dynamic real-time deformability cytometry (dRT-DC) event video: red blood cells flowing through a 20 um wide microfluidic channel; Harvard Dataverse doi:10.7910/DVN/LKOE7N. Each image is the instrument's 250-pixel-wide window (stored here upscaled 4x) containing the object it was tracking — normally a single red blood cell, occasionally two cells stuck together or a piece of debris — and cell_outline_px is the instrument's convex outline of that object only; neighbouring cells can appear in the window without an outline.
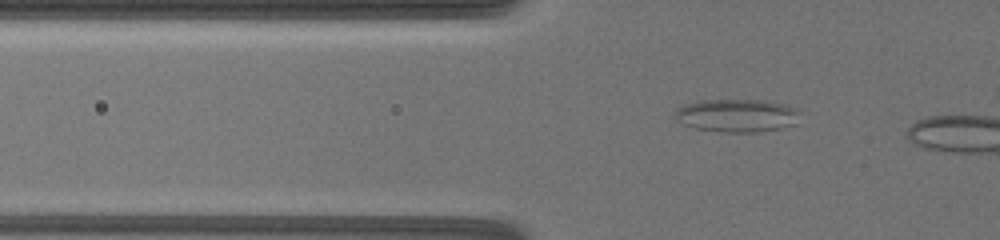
{"species": "common noctule bat (a hibernating species)", "species_latin": "Nyctalus noctula", "temperature_condition": "warm", "stored_images_in_passage": 38, "segment_of_instrument_passage": [1, 2], "camera_frame_rate_fps": 3000, "um_per_image_px": 0.085, "animal": {"sex": "female", "body_mass_g": 19.5, "forearm_length_mm": 54.1}, "frame": {"image": 1, "passage_image": 11, "time_ms": 4.667, "image_size_px": [1000, 240], "cell_outline_px": [[800, 112], [796, 124], [780, 128], [756, 132], [724, 132], [696, 128], [684, 124], [676, 116], [676, 108], [684, 104], [704, 100], [764, 100], [796, 108]], "centroid_in_image_um": [62.66, 9.81], "position_along_channel_um": 63.1, "area_um2": 23.76}}
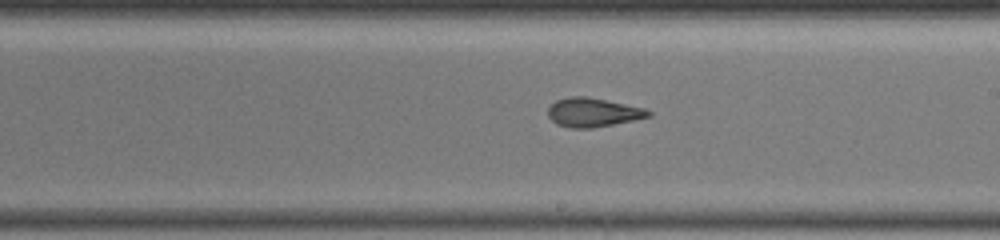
{"frame": {"image": 2, "passage_image": 24, "time_ms": 10.0, "image_size_px": [1000, 240], "cell_outline_px": [[652, 116], [592, 128], [568, 128], [556, 124], [548, 116], [548, 108], [556, 100], [568, 96], [588, 96], [644, 108], [652, 112]], "centroid_in_image_um": [50.37, 9.55], "position_along_channel_um": 238.6, "area_um2": 16.94}}
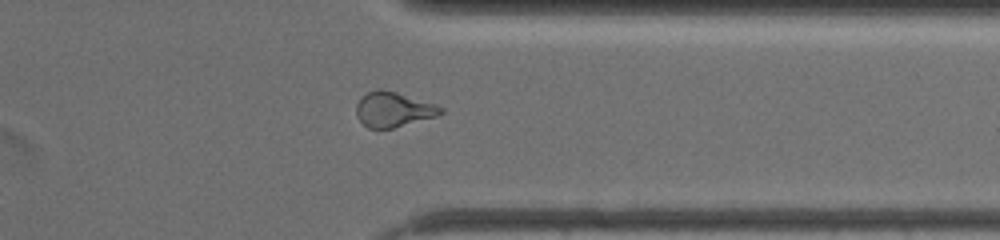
{"frame": {"image": 3, "passage_image": 34, "time_ms": 14.0, "image_size_px": [1000, 240], "cell_outline_px": [[444, 112], [436, 116], [392, 128], [368, 128], [356, 116], [356, 104], [368, 92], [376, 88], [380, 88], [396, 92], [436, 104], [444, 108]], "centroid_in_image_um": [33.44, 9.29], "position_along_channel_um": 378.0, "area_um2": 17.05}}